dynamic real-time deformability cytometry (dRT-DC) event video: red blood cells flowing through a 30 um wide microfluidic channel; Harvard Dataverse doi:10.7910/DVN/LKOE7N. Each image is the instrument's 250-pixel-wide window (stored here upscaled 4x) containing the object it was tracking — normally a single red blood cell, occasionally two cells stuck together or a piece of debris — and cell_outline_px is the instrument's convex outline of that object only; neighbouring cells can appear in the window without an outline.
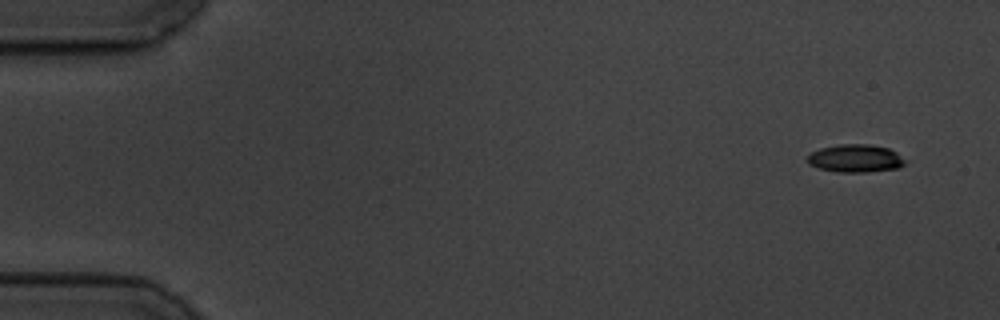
{"species": "common noctule bat (a hibernating species)", "species_latin": "Nyctalus noctula", "temperature_condition": "cold", "stored_images_in_passage": 5, "camera_frame_rate_fps": 3000, "um_per_image_px": 0.085, "animal": {"sex": "male", "body_mass_g": 19.5, "forearm_length_mm": 54.6}, "frame": {"image": 1, "passage_image": 1, "time_ms": 0.0, "image_size_px": [1000, 320], "cell_outline_px": [[904, 164], [900, 168], [864, 172], [836, 172], [820, 168], [808, 164], [808, 156], [812, 152], [820, 148], [840, 144], [868, 144], [888, 148], [896, 152], [904, 160]], "centroid_in_image_um": [72.7, 13.46], "position_along_channel_um": 12.3, "area_um2": 15.72}}
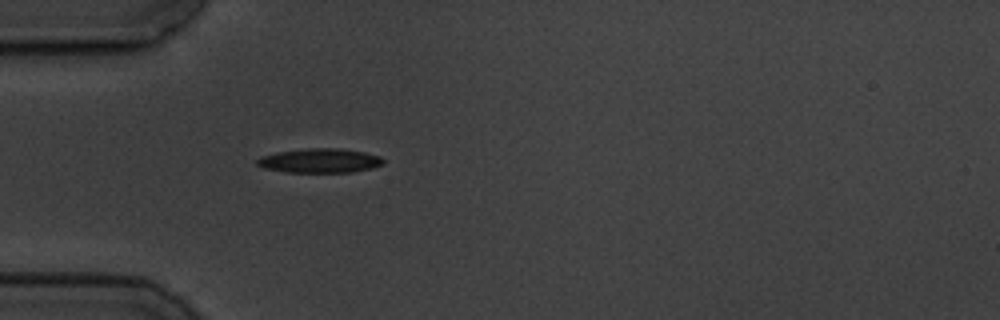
{"frame": {"image": 2, "passage_image": 5, "time_ms": 4.667, "image_size_px": [1000, 320], "cell_outline_px": [[384, 164], [372, 168], [352, 172], [284, 172], [264, 168], [256, 164], [256, 160], [260, 156], [276, 152], [308, 148], [340, 148], [364, 152], [380, 156], [384, 160]], "centroid_in_image_um": [27.17, 13.65], "position_along_channel_um": 57.8, "area_um2": 17.98}}